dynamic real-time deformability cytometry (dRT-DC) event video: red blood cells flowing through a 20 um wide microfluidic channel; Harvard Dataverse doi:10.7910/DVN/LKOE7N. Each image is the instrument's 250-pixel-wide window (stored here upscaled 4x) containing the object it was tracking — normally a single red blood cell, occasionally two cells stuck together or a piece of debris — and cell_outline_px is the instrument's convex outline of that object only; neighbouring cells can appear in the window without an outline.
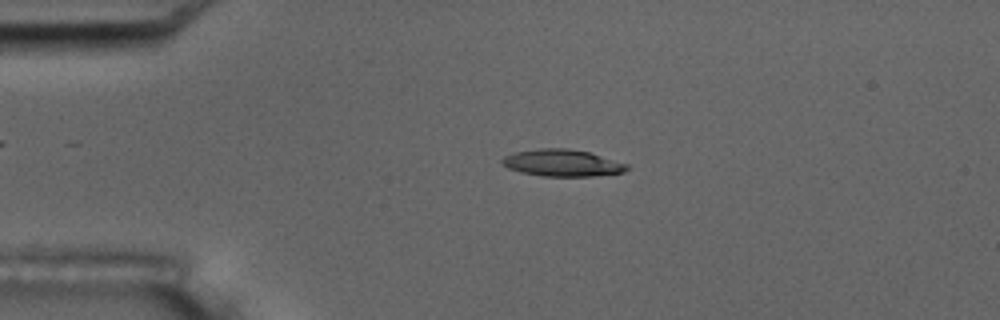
{"species": "common noctule bat (a hibernating species)", "species_latin": "Nyctalus noctula", "temperature_condition": "room temperature", "stored_images_in_passage": 52, "camera_frame_rate_fps": 3000, "um_per_image_px": 0.085, "animal": {"sex": "male", "body_mass_g": 17.5, "forearm_length_mm": 52.3}, "frame": {"image": 1, "passage_image": 11, "time_ms": 3.333, "image_size_px": [1000, 320], "cell_outline_px": [[628, 168], [624, 172], [592, 176], [540, 176], [520, 172], [508, 168], [500, 164], [500, 160], [504, 156], [516, 152], [540, 148], [568, 148], [588, 152], [628, 164]], "centroid_in_image_um": [47.74, 13.85], "position_along_channel_um": 37.3, "area_um2": 19.54}}
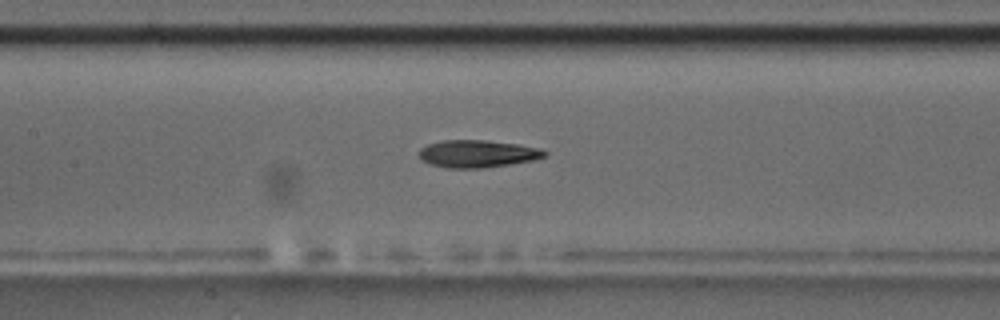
{"frame": {"image": 2, "passage_image": 24, "time_ms": 7.667, "image_size_px": [1000, 320], "cell_outline_px": [[548, 152], [544, 156], [532, 160], [484, 168], [444, 168], [420, 160], [420, 148], [428, 144], [444, 140], [488, 140], [516, 144], [540, 148]], "centroid_in_image_um": [40.56, 13.07], "position_along_channel_um": 166.8, "area_um2": 19.94}}
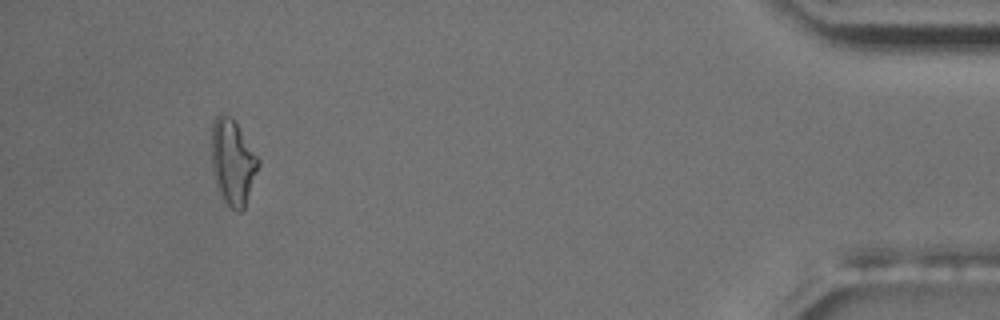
{"frame": {"image": 3, "passage_image": 49, "time_ms": 16.0, "image_size_px": [1000, 320], "cell_outline_px": [[260, 164], [244, 208], [240, 212], [236, 212], [224, 200], [216, 184], [212, 168], [212, 124], [216, 116], [220, 112], [232, 116], [260, 160]], "centroid_in_image_um": [19.79, 13.74], "position_along_channel_um": 415.4, "area_um2": 23.18}, "authors_computed_cell_mechanics": {"area_um2": 19.7965, "velocity_mm_per_s": 3.777, "shape_relaxation_time_tau1_ms": 7.8145, "shape_relaxation_time_tau2_ms": 3.1153, "deformation_change_tau1": 0.2259, "deformation_change_tau2": 0.1203}}